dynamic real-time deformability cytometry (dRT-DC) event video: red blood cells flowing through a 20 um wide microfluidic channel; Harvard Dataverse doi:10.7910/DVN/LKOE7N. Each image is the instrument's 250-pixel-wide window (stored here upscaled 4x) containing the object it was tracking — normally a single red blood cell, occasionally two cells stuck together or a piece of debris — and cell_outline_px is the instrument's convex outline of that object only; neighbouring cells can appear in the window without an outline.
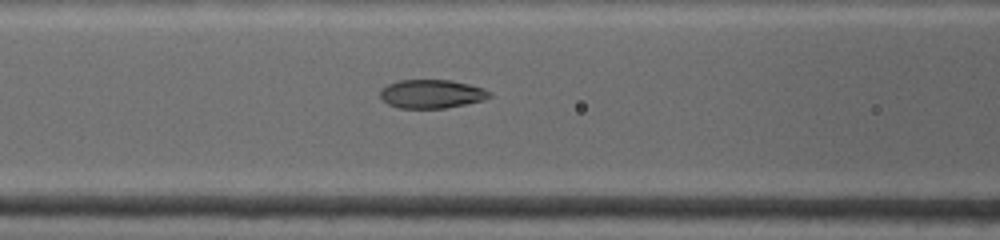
{"species": "common noctule bat (a hibernating species)", "species_latin": "Nyctalus noctula", "temperature_condition": "warm", "stored_images_in_passage": 9, "camera_frame_rate_fps": 4500, "um_per_image_px": 0.085, "animal": {"sex": "female", "body_mass_g": 19.0, "forearm_length_mm": 53.3}, "frame": {"image": 1, "passage_image": 6, "time_ms": 3.778, "image_size_px": [1000, 240], "cell_outline_px": [[492, 96], [484, 100], [444, 108], [400, 108], [388, 104], [380, 100], [380, 92], [388, 84], [400, 80], [452, 80], [484, 88], [492, 92]], "centroid_in_image_um": [36.7, 7.98], "position_along_channel_um": 129.9, "area_um2": 18.26}}
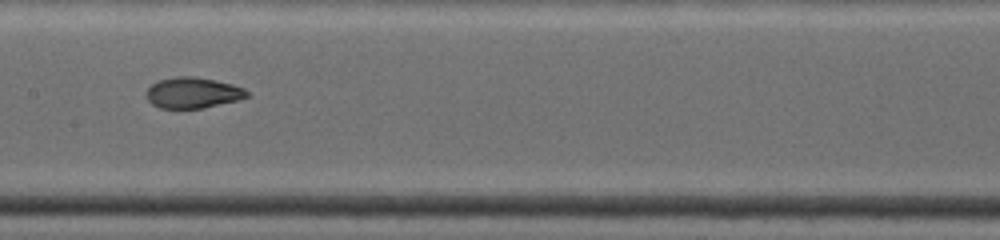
{"frame": {"image": 2, "passage_image": 8, "time_ms": 5.333, "image_size_px": [1000, 240], "cell_outline_px": [[248, 96], [240, 100], [204, 108], [160, 108], [152, 104], [144, 96], [144, 92], [152, 84], [160, 80], [176, 76], [196, 76], [216, 80], [232, 84], [244, 88], [248, 92]], "centroid_in_image_um": [16.38, 7.88], "position_along_channel_um": 191.0, "area_um2": 18.32}}